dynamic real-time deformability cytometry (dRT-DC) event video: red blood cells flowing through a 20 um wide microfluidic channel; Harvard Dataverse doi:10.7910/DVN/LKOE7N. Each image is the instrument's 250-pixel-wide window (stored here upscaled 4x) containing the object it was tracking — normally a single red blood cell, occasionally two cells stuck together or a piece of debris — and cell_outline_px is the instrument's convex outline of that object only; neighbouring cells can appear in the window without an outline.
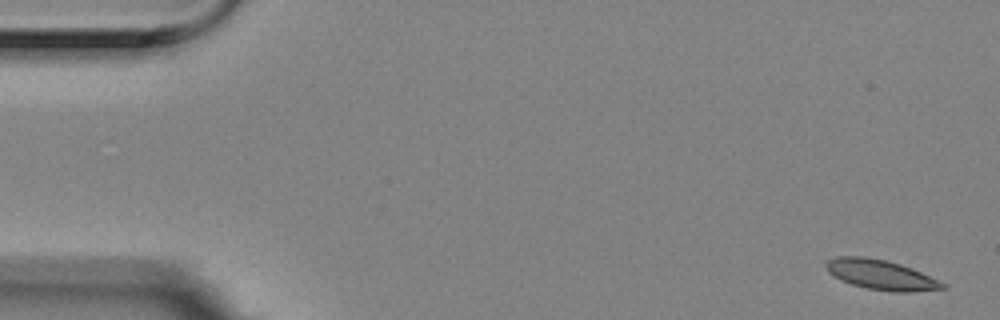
{"species": "Egyptian fruit bat (a non-hibernating species)", "species_latin": "Rousettus aegyptiacus", "temperature_condition": "room temperature", "stored_images_in_passage": 15, "camera_frame_rate_fps": 3000, "um_per_image_px": 0.085, "animal": {"sex": "female"}, "frame": {"image": 1, "passage_image": 1, "time_ms": 0.0, "image_size_px": [1000, 320], "cell_outline_px": [[948, 288], [908, 292], [892, 292], [868, 288], [852, 284], [840, 280], [828, 272], [824, 264], [824, 260], [836, 256], [864, 256], [888, 260], [912, 268], [948, 284]], "centroid_in_image_um": [74.86, 23.34], "position_along_channel_um": 10.1, "area_um2": 20.58}}
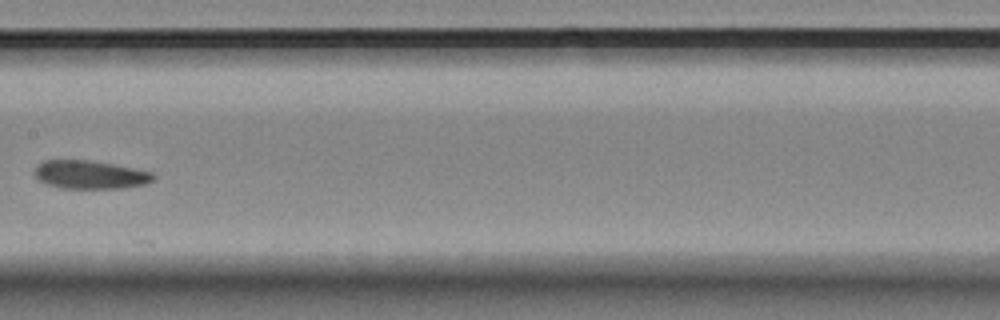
{"frame": {"image": 2, "passage_image": 8, "time_ms": 2.333, "image_size_px": [1000, 320], "cell_outline_px": [[156, 176], [152, 180], [144, 184], [120, 188], [60, 188], [48, 184], [40, 180], [36, 176], [36, 168], [44, 160], [88, 160], [112, 164], [152, 172]], "centroid_in_image_um": [7.67, 14.85], "position_along_channel_um": 199.7, "area_um2": 19.19}}
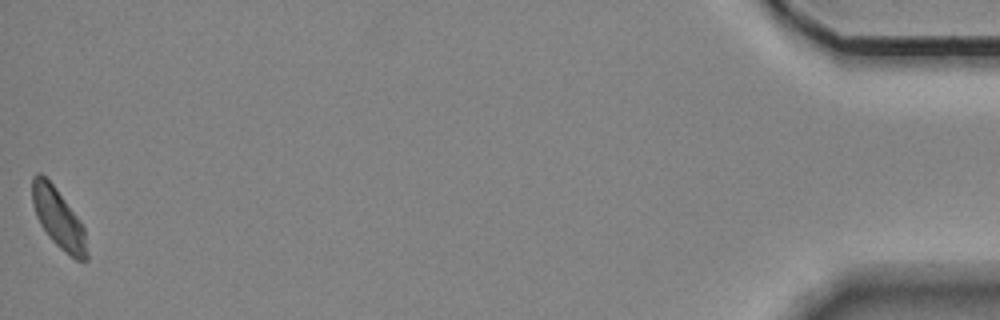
{"frame": {"image": 3, "passage_image": 15, "time_ms": 4.667, "image_size_px": [1000, 320], "cell_outline_px": [[88, 260], [76, 260], [60, 248], [48, 236], [40, 224], [36, 216], [32, 200], [32, 176], [36, 172], [40, 172], [56, 188], [80, 220], [84, 228], [88, 252]], "centroid_in_image_um": [4.96, 18.57], "position_along_channel_um": 430.2, "area_um2": 18.96}}